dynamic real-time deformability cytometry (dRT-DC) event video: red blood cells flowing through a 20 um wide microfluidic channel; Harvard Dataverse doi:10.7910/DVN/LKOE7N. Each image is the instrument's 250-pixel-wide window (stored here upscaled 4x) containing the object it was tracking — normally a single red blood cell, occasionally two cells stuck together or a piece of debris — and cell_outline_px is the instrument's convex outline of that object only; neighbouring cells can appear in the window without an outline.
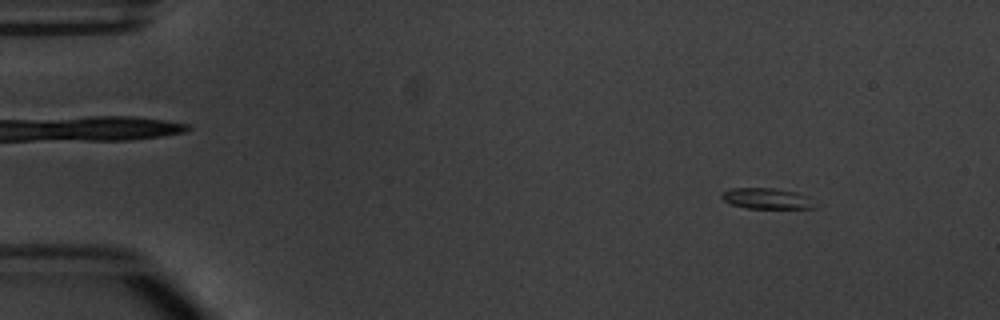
{"species": "common noctule bat (a hibernating species)", "species_latin": "Nyctalus noctula", "temperature_condition": "warm", "stored_images_in_passage": 5, "camera_frame_rate_fps": 3000, "um_per_image_px": 0.085, "animal": {"sex": "male", "body_mass_g": 20.1, "forearm_length_mm": 53.5}, "frame": {"image": 1, "passage_image": 1, "time_ms": 0.0, "image_size_px": [1000, 320], "cell_outline_px": [[816, 208], [748, 208], [732, 204], [724, 200], [720, 196], [720, 192], [732, 188], [772, 188], [800, 192], [808, 196], [816, 204]], "centroid_in_image_um": [65.2, 16.86], "position_along_channel_um": 19.8, "area_um2": 11.39}}